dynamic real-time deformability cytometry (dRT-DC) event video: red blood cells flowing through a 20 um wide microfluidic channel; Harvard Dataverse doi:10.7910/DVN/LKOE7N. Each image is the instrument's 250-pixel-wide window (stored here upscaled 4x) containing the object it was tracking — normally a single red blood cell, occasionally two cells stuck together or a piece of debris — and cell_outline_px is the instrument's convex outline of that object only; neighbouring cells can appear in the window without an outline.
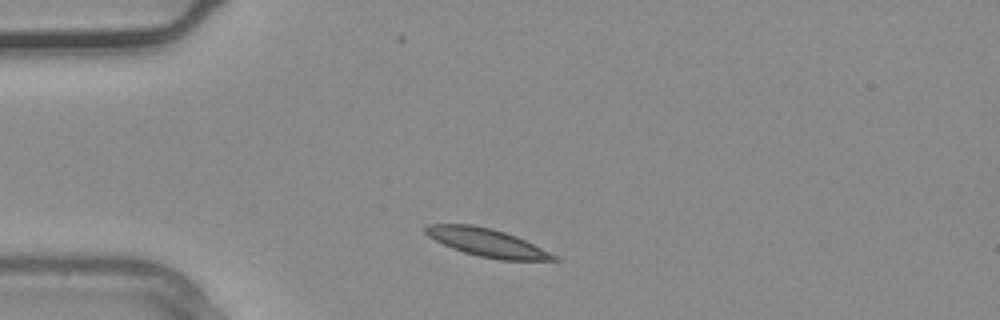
{"species": "common noctule bat (a hibernating species)", "species_latin": "Nyctalus noctula", "temperature_condition": "warm", "stored_images_in_passage": 1, "camera_frame_rate_fps": 3000, "um_per_image_px": 0.085, "animal": {"sex": "male", "body_mass_g": 20.4}, "frame": {"image": 1, "passage_image": 1, "time_ms": 0.0, "image_size_px": [1000, 320], "cell_outline_px": [[560, 260], [500, 260], [480, 256], [464, 252], [452, 248], [428, 236], [424, 232], [424, 228], [428, 224], [472, 224], [492, 228], [516, 236], [556, 256]], "centroid_in_image_um": [41.34, 20.6], "position_along_channel_um": 43.7, "area_um2": 20.58}}